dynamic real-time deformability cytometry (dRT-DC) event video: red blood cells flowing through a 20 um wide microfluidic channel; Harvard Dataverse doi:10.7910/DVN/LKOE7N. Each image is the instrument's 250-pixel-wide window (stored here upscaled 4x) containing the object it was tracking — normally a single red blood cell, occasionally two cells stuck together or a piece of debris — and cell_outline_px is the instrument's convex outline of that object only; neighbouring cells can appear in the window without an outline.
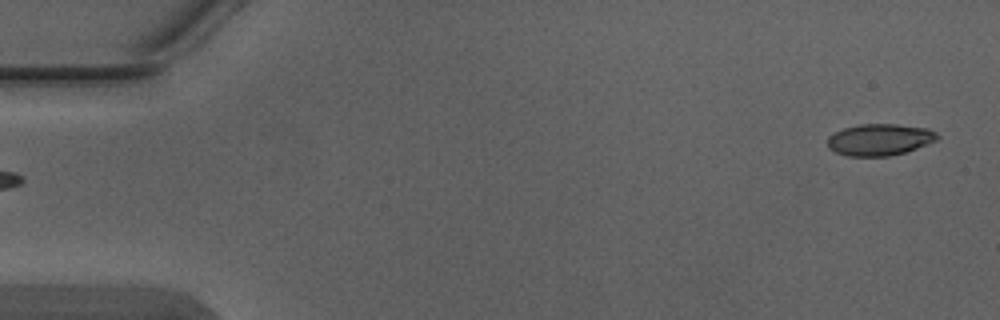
{"species": "Egyptian fruit bat (a non-hibernating species)", "species_latin": "Rousettus aegyptiacus", "temperature_condition": "warm", "stored_images_in_passage": 4, "segment_of_instrument_passage": [2, 2], "camera_frame_rate_fps": 3000, "um_per_image_px": 0.085, "animal": {"sex": "male"}, "frame": {"image": 1, "passage_image": 4, "time_ms": 1.0, "image_size_px": [1000, 320], "cell_outline_px": [[940, 136], [936, 140], [916, 148], [904, 152], [888, 156], [848, 156], [836, 152], [828, 148], [828, 136], [844, 128], [860, 124], [896, 124], [928, 128], [936, 132]], "centroid_in_image_um": [74.77, 11.86], "position_along_channel_um": 10.2, "area_um2": 20.11}}